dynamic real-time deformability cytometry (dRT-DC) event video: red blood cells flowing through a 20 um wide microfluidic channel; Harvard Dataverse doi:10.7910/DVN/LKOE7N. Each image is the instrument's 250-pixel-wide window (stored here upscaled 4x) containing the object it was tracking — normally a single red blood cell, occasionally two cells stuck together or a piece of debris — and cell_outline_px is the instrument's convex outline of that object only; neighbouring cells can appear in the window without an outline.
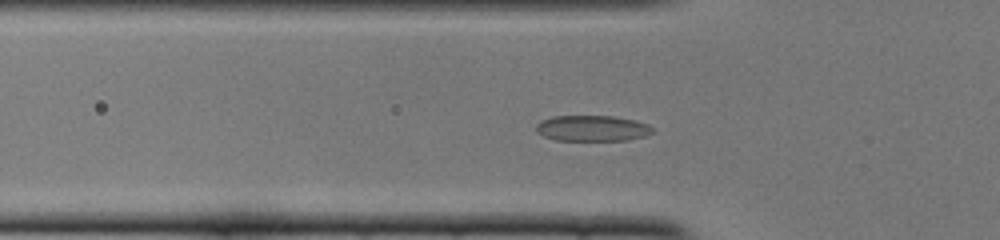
{"species": "common noctule bat (a hibernating species)", "species_latin": "Nyctalus noctula", "temperature_condition": "cold", "stored_images_in_passage": 39, "camera_frame_rate_fps": 3000, "um_per_image_px": 0.085, "animal": {"sex": "female", "body_mass_g": 22.0, "forearm_length_mm": 56.7}, "frame": {"image": 1, "passage_image": 4, "time_ms": 1.0, "image_size_px": [1000, 240], "cell_outline_px": [[652, 132], [644, 136], [628, 140], [556, 140], [544, 136], [536, 132], [536, 124], [540, 120], [552, 116], [612, 116], [636, 120], [648, 124], [652, 128]], "centroid_in_image_um": [50.31, 10.9], "position_along_channel_um": 75.5, "area_um2": 17.51}}
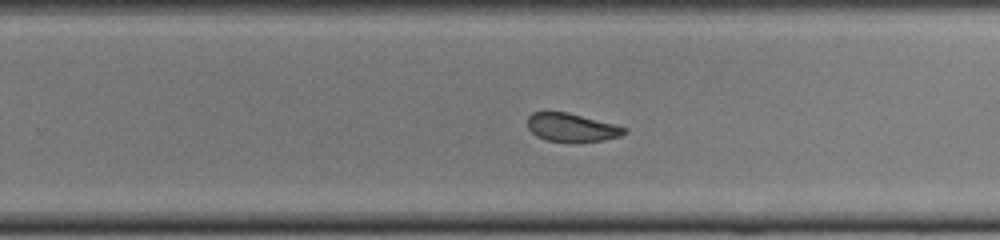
{"frame": {"image": 2, "passage_image": 20, "time_ms": 6.333, "image_size_px": [1000, 240], "cell_outline_px": [[628, 132], [620, 136], [604, 140], [548, 140], [536, 136], [528, 128], [528, 116], [532, 112], [568, 112], [616, 124], [628, 128]], "centroid_in_image_um": [48.62, 10.8], "position_along_channel_um": 281.2, "area_um2": 15.66}}
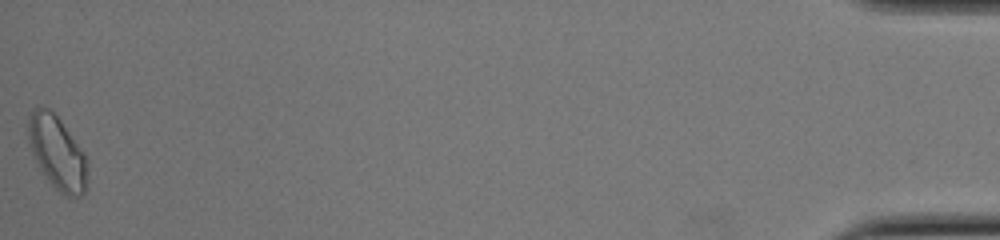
{"frame": {"image": 3, "passage_image": 39, "time_ms": 12.667, "image_size_px": [1000, 240], "cell_outline_px": [[88, 156], [84, 192], [80, 196], [64, 196], [52, 184], [36, 160], [28, 144], [28, 112], [32, 108], [48, 108], [60, 120]], "centroid_in_image_um": [4.86, 12.93], "position_along_channel_um": 430.3, "area_um2": 24.97}, "authors_computed_cell_mechanics": {"area_um2": 17.5134, "velocity_mm_per_s": 3.8685, "shape_relaxation_time_tau1_ms": 8.0931, "shape_relaxation_time_tau2_ms": 2.0848, "deformation_change_tau1": 0.1845, "deformation_change_tau2": 0.0782}}